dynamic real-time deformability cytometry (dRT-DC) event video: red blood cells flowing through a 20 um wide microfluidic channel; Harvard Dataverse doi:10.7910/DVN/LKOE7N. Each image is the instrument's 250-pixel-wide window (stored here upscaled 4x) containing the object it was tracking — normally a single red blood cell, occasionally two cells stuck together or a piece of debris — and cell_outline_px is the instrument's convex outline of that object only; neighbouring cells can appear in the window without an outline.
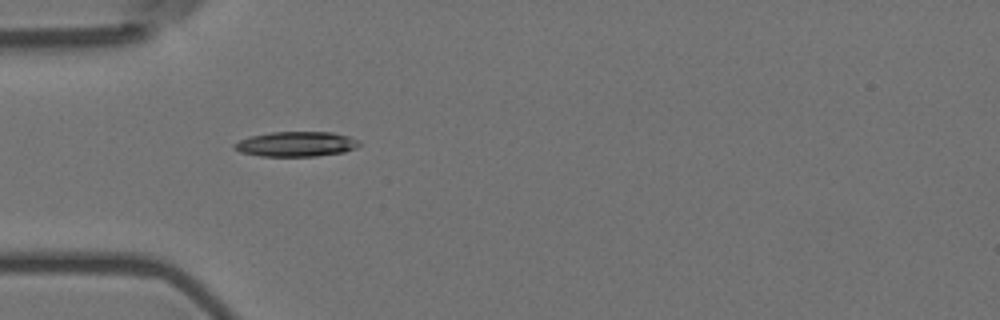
{"species": "Egyptian fruit bat (a non-hibernating species)", "species_latin": "Rousettus aegyptiacus", "temperature_condition": "room temperature", "stored_images_in_passage": 4, "camera_frame_rate_fps": 3000, "um_per_image_px": 0.085, "animal": {"sex": "female"}, "frame": {"image": 1, "passage_image": 3, "time_ms": 0.667, "image_size_px": [1000, 320], "cell_outline_px": [[360, 144], [356, 148], [344, 152], [316, 156], [260, 156], [240, 152], [232, 148], [232, 144], [240, 140], [252, 136], [272, 132], [332, 132], [348, 136], [356, 140]], "centroid_in_image_um": [25.15, 12.25], "position_along_channel_um": 59.9, "area_um2": 18.09}}
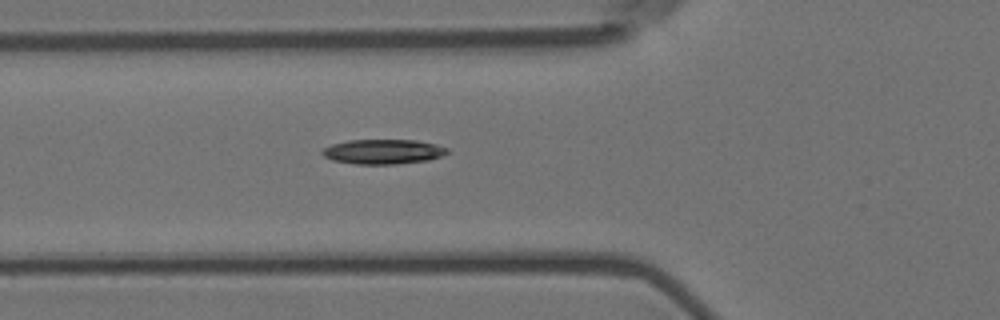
{"frame": {"image": 2, "passage_image": 4, "time_ms": 1.0, "image_size_px": [1000, 320], "cell_outline_px": [[448, 152], [440, 156], [428, 160], [396, 164], [356, 164], [332, 160], [324, 156], [320, 152], [324, 148], [332, 144], [348, 140], [416, 140], [436, 144], [448, 148]], "centroid_in_image_um": [32.55, 12.89], "position_along_channel_um": 93.3, "area_um2": 17.98}}